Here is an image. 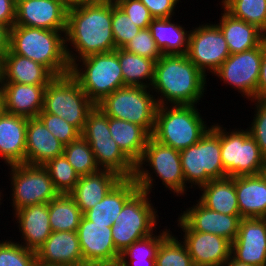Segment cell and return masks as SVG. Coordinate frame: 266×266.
Listing matches in <instances>:
<instances>
[{
	"label": "cell",
	"mask_w": 266,
	"mask_h": 266,
	"mask_svg": "<svg viewBox=\"0 0 266 266\" xmlns=\"http://www.w3.org/2000/svg\"><path fill=\"white\" fill-rule=\"evenodd\" d=\"M70 74L95 105L115 90L125 87L118 49L75 61L70 66Z\"/></svg>",
	"instance_id": "obj_6"
},
{
	"label": "cell",
	"mask_w": 266,
	"mask_h": 266,
	"mask_svg": "<svg viewBox=\"0 0 266 266\" xmlns=\"http://www.w3.org/2000/svg\"><path fill=\"white\" fill-rule=\"evenodd\" d=\"M174 21L172 17L157 18L149 25L152 37L162 55L187 54L190 31Z\"/></svg>",
	"instance_id": "obj_33"
},
{
	"label": "cell",
	"mask_w": 266,
	"mask_h": 266,
	"mask_svg": "<svg viewBox=\"0 0 266 266\" xmlns=\"http://www.w3.org/2000/svg\"><path fill=\"white\" fill-rule=\"evenodd\" d=\"M158 210L147 192L138 190L123 206L112 225V239L121 253L135 241L157 232ZM157 213V214H156ZM155 230V231H154Z\"/></svg>",
	"instance_id": "obj_9"
},
{
	"label": "cell",
	"mask_w": 266,
	"mask_h": 266,
	"mask_svg": "<svg viewBox=\"0 0 266 266\" xmlns=\"http://www.w3.org/2000/svg\"><path fill=\"white\" fill-rule=\"evenodd\" d=\"M221 125V161L226 177L262 173L265 157L248 129L235 128L227 132Z\"/></svg>",
	"instance_id": "obj_11"
},
{
	"label": "cell",
	"mask_w": 266,
	"mask_h": 266,
	"mask_svg": "<svg viewBox=\"0 0 266 266\" xmlns=\"http://www.w3.org/2000/svg\"><path fill=\"white\" fill-rule=\"evenodd\" d=\"M159 231L135 241L120 253L117 266H155V259L162 240L171 232L170 229Z\"/></svg>",
	"instance_id": "obj_35"
},
{
	"label": "cell",
	"mask_w": 266,
	"mask_h": 266,
	"mask_svg": "<svg viewBox=\"0 0 266 266\" xmlns=\"http://www.w3.org/2000/svg\"><path fill=\"white\" fill-rule=\"evenodd\" d=\"M147 163V164H146ZM145 165V166H144ZM149 168H146L148 167ZM150 169V170H148ZM152 172V173H151ZM159 177L166 190L175 196L187 195L188 187L185 184L181 166L180 151L156 141L152 136L148 139L141 160L136 164L134 179L139 190L151 194L155 176Z\"/></svg>",
	"instance_id": "obj_4"
},
{
	"label": "cell",
	"mask_w": 266,
	"mask_h": 266,
	"mask_svg": "<svg viewBox=\"0 0 266 266\" xmlns=\"http://www.w3.org/2000/svg\"><path fill=\"white\" fill-rule=\"evenodd\" d=\"M155 266H194L183 241L170 232L161 242Z\"/></svg>",
	"instance_id": "obj_39"
},
{
	"label": "cell",
	"mask_w": 266,
	"mask_h": 266,
	"mask_svg": "<svg viewBox=\"0 0 266 266\" xmlns=\"http://www.w3.org/2000/svg\"><path fill=\"white\" fill-rule=\"evenodd\" d=\"M38 118L46 128L64 145L76 140L81 133L66 120L54 114L45 113L43 110Z\"/></svg>",
	"instance_id": "obj_44"
},
{
	"label": "cell",
	"mask_w": 266,
	"mask_h": 266,
	"mask_svg": "<svg viewBox=\"0 0 266 266\" xmlns=\"http://www.w3.org/2000/svg\"><path fill=\"white\" fill-rule=\"evenodd\" d=\"M10 28L0 23V59L9 50Z\"/></svg>",
	"instance_id": "obj_51"
},
{
	"label": "cell",
	"mask_w": 266,
	"mask_h": 266,
	"mask_svg": "<svg viewBox=\"0 0 266 266\" xmlns=\"http://www.w3.org/2000/svg\"><path fill=\"white\" fill-rule=\"evenodd\" d=\"M3 111L26 118L38 117L43 110L46 86L1 83Z\"/></svg>",
	"instance_id": "obj_23"
},
{
	"label": "cell",
	"mask_w": 266,
	"mask_h": 266,
	"mask_svg": "<svg viewBox=\"0 0 266 266\" xmlns=\"http://www.w3.org/2000/svg\"><path fill=\"white\" fill-rule=\"evenodd\" d=\"M116 4L139 28H147L154 19L140 0H118Z\"/></svg>",
	"instance_id": "obj_47"
},
{
	"label": "cell",
	"mask_w": 266,
	"mask_h": 266,
	"mask_svg": "<svg viewBox=\"0 0 266 266\" xmlns=\"http://www.w3.org/2000/svg\"><path fill=\"white\" fill-rule=\"evenodd\" d=\"M106 1H110V2L116 3L118 0H106Z\"/></svg>",
	"instance_id": "obj_58"
},
{
	"label": "cell",
	"mask_w": 266,
	"mask_h": 266,
	"mask_svg": "<svg viewBox=\"0 0 266 266\" xmlns=\"http://www.w3.org/2000/svg\"><path fill=\"white\" fill-rule=\"evenodd\" d=\"M25 248L38 251L52 233L47 203L23 207L14 212Z\"/></svg>",
	"instance_id": "obj_21"
},
{
	"label": "cell",
	"mask_w": 266,
	"mask_h": 266,
	"mask_svg": "<svg viewBox=\"0 0 266 266\" xmlns=\"http://www.w3.org/2000/svg\"><path fill=\"white\" fill-rule=\"evenodd\" d=\"M15 8L14 0H0V23L10 29L15 25Z\"/></svg>",
	"instance_id": "obj_49"
},
{
	"label": "cell",
	"mask_w": 266,
	"mask_h": 266,
	"mask_svg": "<svg viewBox=\"0 0 266 266\" xmlns=\"http://www.w3.org/2000/svg\"><path fill=\"white\" fill-rule=\"evenodd\" d=\"M65 49L70 66L88 55L116 50L112 33V2L69 9Z\"/></svg>",
	"instance_id": "obj_1"
},
{
	"label": "cell",
	"mask_w": 266,
	"mask_h": 266,
	"mask_svg": "<svg viewBox=\"0 0 266 266\" xmlns=\"http://www.w3.org/2000/svg\"><path fill=\"white\" fill-rule=\"evenodd\" d=\"M42 166L48 171L59 194H69L79 181V174L64 155L50 159Z\"/></svg>",
	"instance_id": "obj_40"
},
{
	"label": "cell",
	"mask_w": 266,
	"mask_h": 266,
	"mask_svg": "<svg viewBox=\"0 0 266 266\" xmlns=\"http://www.w3.org/2000/svg\"><path fill=\"white\" fill-rule=\"evenodd\" d=\"M65 32L14 25L9 50L45 66L54 76L70 73L65 49Z\"/></svg>",
	"instance_id": "obj_3"
},
{
	"label": "cell",
	"mask_w": 266,
	"mask_h": 266,
	"mask_svg": "<svg viewBox=\"0 0 266 266\" xmlns=\"http://www.w3.org/2000/svg\"><path fill=\"white\" fill-rule=\"evenodd\" d=\"M206 78L186 54L162 55L155 62L150 89L158 106L199 105L206 94Z\"/></svg>",
	"instance_id": "obj_2"
},
{
	"label": "cell",
	"mask_w": 266,
	"mask_h": 266,
	"mask_svg": "<svg viewBox=\"0 0 266 266\" xmlns=\"http://www.w3.org/2000/svg\"><path fill=\"white\" fill-rule=\"evenodd\" d=\"M139 190L134 178H122L94 207L83 215L95 224L112 227L124 204Z\"/></svg>",
	"instance_id": "obj_26"
},
{
	"label": "cell",
	"mask_w": 266,
	"mask_h": 266,
	"mask_svg": "<svg viewBox=\"0 0 266 266\" xmlns=\"http://www.w3.org/2000/svg\"><path fill=\"white\" fill-rule=\"evenodd\" d=\"M121 179L120 175L110 170L83 175L69 195L84 214L100 202Z\"/></svg>",
	"instance_id": "obj_27"
},
{
	"label": "cell",
	"mask_w": 266,
	"mask_h": 266,
	"mask_svg": "<svg viewBox=\"0 0 266 266\" xmlns=\"http://www.w3.org/2000/svg\"><path fill=\"white\" fill-rule=\"evenodd\" d=\"M254 117L247 128L251 137L256 141L262 155L266 158V100L254 99Z\"/></svg>",
	"instance_id": "obj_45"
},
{
	"label": "cell",
	"mask_w": 266,
	"mask_h": 266,
	"mask_svg": "<svg viewBox=\"0 0 266 266\" xmlns=\"http://www.w3.org/2000/svg\"><path fill=\"white\" fill-rule=\"evenodd\" d=\"M34 266H70V265H51V264H44L39 262L38 260L35 261Z\"/></svg>",
	"instance_id": "obj_54"
},
{
	"label": "cell",
	"mask_w": 266,
	"mask_h": 266,
	"mask_svg": "<svg viewBox=\"0 0 266 266\" xmlns=\"http://www.w3.org/2000/svg\"><path fill=\"white\" fill-rule=\"evenodd\" d=\"M54 77L42 64L10 50L0 59V83L47 86Z\"/></svg>",
	"instance_id": "obj_22"
},
{
	"label": "cell",
	"mask_w": 266,
	"mask_h": 266,
	"mask_svg": "<svg viewBox=\"0 0 266 266\" xmlns=\"http://www.w3.org/2000/svg\"><path fill=\"white\" fill-rule=\"evenodd\" d=\"M149 10L154 19L171 18L176 16L175 9L178 8L177 0H140ZM175 14V15H174Z\"/></svg>",
	"instance_id": "obj_48"
},
{
	"label": "cell",
	"mask_w": 266,
	"mask_h": 266,
	"mask_svg": "<svg viewBox=\"0 0 266 266\" xmlns=\"http://www.w3.org/2000/svg\"><path fill=\"white\" fill-rule=\"evenodd\" d=\"M118 58L125 86L151 87L154 78V60L123 48L118 49Z\"/></svg>",
	"instance_id": "obj_34"
},
{
	"label": "cell",
	"mask_w": 266,
	"mask_h": 266,
	"mask_svg": "<svg viewBox=\"0 0 266 266\" xmlns=\"http://www.w3.org/2000/svg\"><path fill=\"white\" fill-rule=\"evenodd\" d=\"M199 190L201 195L198 201L206 208L225 215H240L235 177L211 180Z\"/></svg>",
	"instance_id": "obj_30"
},
{
	"label": "cell",
	"mask_w": 266,
	"mask_h": 266,
	"mask_svg": "<svg viewBox=\"0 0 266 266\" xmlns=\"http://www.w3.org/2000/svg\"><path fill=\"white\" fill-rule=\"evenodd\" d=\"M217 25L223 33L230 54L241 53L259 46L266 34L256 25L233 17L223 7Z\"/></svg>",
	"instance_id": "obj_28"
},
{
	"label": "cell",
	"mask_w": 266,
	"mask_h": 266,
	"mask_svg": "<svg viewBox=\"0 0 266 266\" xmlns=\"http://www.w3.org/2000/svg\"><path fill=\"white\" fill-rule=\"evenodd\" d=\"M141 30L130 17L112 2V33L116 49L124 46Z\"/></svg>",
	"instance_id": "obj_42"
},
{
	"label": "cell",
	"mask_w": 266,
	"mask_h": 266,
	"mask_svg": "<svg viewBox=\"0 0 266 266\" xmlns=\"http://www.w3.org/2000/svg\"><path fill=\"white\" fill-rule=\"evenodd\" d=\"M86 266H117L120 253L112 239V228L95 224L84 215L77 230Z\"/></svg>",
	"instance_id": "obj_15"
},
{
	"label": "cell",
	"mask_w": 266,
	"mask_h": 266,
	"mask_svg": "<svg viewBox=\"0 0 266 266\" xmlns=\"http://www.w3.org/2000/svg\"><path fill=\"white\" fill-rule=\"evenodd\" d=\"M151 91L145 87L125 86L107 95L96 106L108 117L138 124L152 135L158 103Z\"/></svg>",
	"instance_id": "obj_10"
},
{
	"label": "cell",
	"mask_w": 266,
	"mask_h": 266,
	"mask_svg": "<svg viewBox=\"0 0 266 266\" xmlns=\"http://www.w3.org/2000/svg\"><path fill=\"white\" fill-rule=\"evenodd\" d=\"M84 139L89 143L101 170L114 171L122 178H134L136 165L122 152L112 137Z\"/></svg>",
	"instance_id": "obj_31"
},
{
	"label": "cell",
	"mask_w": 266,
	"mask_h": 266,
	"mask_svg": "<svg viewBox=\"0 0 266 266\" xmlns=\"http://www.w3.org/2000/svg\"><path fill=\"white\" fill-rule=\"evenodd\" d=\"M219 124L213 123L196 144L180 150L185 184H190V189L196 190L211 180L226 177L220 155L221 125Z\"/></svg>",
	"instance_id": "obj_7"
},
{
	"label": "cell",
	"mask_w": 266,
	"mask_h": 266,
	"mask_svg": "<svg viewBox=\"0 0 266 266\" xmlns=\"http://www.w3.org/2000/svg\"><path fill=\"white\" fill-rule=\"evenodd\" d=\"M184 233V234H183ZM194 266H223L231 256V242L219 235L199 231H183Z\"/></svg>",
	"instance_id": "obj_19"
},
{
	"label": "cell",
	"mask_w": 266,
	"mask_h": 266,
	"mask_svg": "<svg viewBox=\"0 0 266 266\" xmlns=\"http://www.w3.org/2000/svg\"><path fill=\"white\" fill-rule=\"evenodd\" d=\"M199 111L197 105L158 106L151 136L179 151L196 144L211 127Z\"/></svg>",
	"instance_id": "obj_5"
},
{
	"label": "cell",
	"mask_w": 266,
	"mask_h": 266,
	"mask_svg": "<svg viewBox=\"0 0 266 266\" xmlns=\"http://www.w3.org/2000/svg\"><path fill=\"white\" fill-rule=\"evenodd\" d=\"M188 59L207 77L214 74L230 56L225 37L218 25L200 24L190 30Z\"/></svg>",
	"instance_id": "obj_13"
},
{
	"label": "cell",
	"mask_w": 266,
	"mask_h": 266,
	"mask_svg": "<svg viewBox=\"0 0 266 266\" xmlns=\"http://www.w3.org/2000/svg\"><path fill=\"white\" fill-rule=\"evenodd\" d=\"M223 266H254V265L239 262L235 260L232 256H230L229 260Z\"/></svg>",
	"instance_id": "obj_53"
},
{
	"label": "cell",
	"mask_w": 266,
	"mask_h": 266,
	"mask_svg": "<svg viewBox=\"0 0 266 266\" xmlns=\"http://www.w3.org/2000/svg\"><path fill=\"white\" fill-rule=\"evenodd\" d=\"M95 106L70 73L55 76L46 86L43 111L63 118L80 133Z\"/></svg>",
	"instance_id": "obj_8"
},
{
	"label": "cell",
	"mask_w": 266,
	"mask_h": 266,
	"mask_svg": "<svg viewBox=\"0 0 266 266\" xmlns=\"http://www.w3.org/2000/svg\"><path fill=\"white\" fill-rule=\"evenodd\" d=\"M2 191H4V190H0V205H2V200L4 199L3 197H4V195H3V193H2ZM3 196V197H2Z\"/></svg>",
	"instance_id": "obj_57"
},
{
	"label": "cell",
	"mask_w": 266,
	"mask_h": 266,
	"mask_svg": "<svg viewBox=\"0 0 266 266\" xmlns=\"http://www.w3.org/2000/svg\"><path fill=\"white\" fill-rule=\"evenodd\" d=\"M0 240V266H34L36 252L25 248L21 242Z\"/></svg>",
	"instance_id": "obj_41"
},
{
	"label": "cell",
	"mask_w": 266,
	"mask_h": 266,
	"mask_svg": "<svg viewBox=\"0 0 266 266\" xmlns=\"http://www.w3.org/2000/svg\"><path fill=\"white\" fill-rule=\"evenodd\" d=\"M103 1H106V0H63L64 5L68 10L75 8V7H79V6L100 3Z\"/></svg>",
	"instance_id": "obj_52"
},
{
	"label": "cell",
	"mask_w": 266,
	"mask_h": 266,
	"mask_svg": "<svg viewBox=\"0 0 266 266\" xmlns=\"http://www.w3.org/2000/svg\"><path fill=\"white\" fill-rule=\"evenodd\" d=\"M3 111V93H2V87L0 83V114Z\"/></svg>",
	"instance_id": "obj_55"
},
{
	"label": "cell",
	"mask_w": 266,
	"mask_h": 266,
	"mask_svg": "<svg viewBox=\"0 0 266 266\" xmlns=\"http://www.w3.org/2000/svg\"><path fill=\"white\" fill-rule=\"evenodd\" d=\"M36 259L44 264L86 266L77 232H52L36 251Z\"/></svg>",
	"instance_id": "obj_20"
},
{
	"label": "cell",
	"mask_w": 266,
	"mask_h": 266,
	"mask_svg": "<svg viewBox=\"0 0 266 266\" xmlns=\"http://www.w3.org/2000/svg\"><path fill=\"white\" fill-rule=\"evenodd\" d=\"M220 3L233 17L256 25L266 34V0H222Z\"/></svg>",
	"instance_id": "obj_37"
},
{
	"label": "cell",
	"mask_w": 266,
	"mask_h": 266,
	"mask_svg": "<svg viewBox=\"0 0 266 266\" xmlns=\"http://www.w3.org/2000/svg\"><path fill=\"white\" fill-rule=\"evenodd\" d=\"M81 136L83 138L111 137L109 117L98 106L88 114Z\"/></svg>",
	"instance_id": "obj_46"
},
{
	"label": "cell",
	"mask_w": 266,
	"mask_h": 266,
	"mask_svg": "<svg viewBox=\"0 0 266 266\" xmlns=\"http://www.w3.org/2000/svg\"><path fill=\"white\" fill-rule=\"evenodd\" d=\"M52 232H77L83 213L69 194H59L48 203Z\"/></svg>",
	"instance_id": "obj_36"
},
{
	"label": "cell",
	"mask_w": 266,
	"mask_h": 266,
	"mask_svg": "<svg viewBox=\"0 0 266 266\" xmlns=\"http://www.w3.org/2000/svg\"><path fill=\"white\" fill-rule=\"evenodd\" d=\"M63 155L79 176L94 174L101 170L89 143L81 135L64 146Z\"/></svg>",
	"instance_id": "obj_38"
},
{
	"label": "cell",
	"mask_w": 266,
	"mask_h": 266,
	"mask_svg": "<svg viewBox=\"0 0 266 266\" xmlns=\"http://www.w3.org/2000/svg\"><path fill=\"white\" fill-rule=\"evenodd\" d=\"M262 59V43L250 50L230 54L213 74L239 92L246 100L257 99V85Z\"/></svg>",
	"instance_id": "obj_14"
},
{
	"label": "cell",
	"mask_w": 266,
	"mask_h": 266,
	"mask_svg": "<svg viewBox=\"0 0 266 266\" xmlns=\"http://www.w3.org/2000/svg\"><path fill=\"white\" fill-rule=\"evenodd\" d=\"M126 51L158 61L162 57L149 27L141 29L125 46Z\"/></svg>",
	"instance_id": "obj_43"
},
{
	"label": "cell",
	"mask_w": 266,
	"mask_h": 266,
	"mask_svg": "<svg viewBox=\"0 0 266 266\" xmlns=\"http://www.w3.org/2000/svg\"><path fill=\"white\" fill-rule=\"evenodd\" d=\"M64 146L38 117L28 118L25 164L44 165L48 160L63 155Z\"/></svg>",
	"instance_id": "obj_25"
},
{
	"label": "cell",
	"mask_w": 266,
	"mask_h": 266,
	"mask_svg": "<svg viewBox=\"0 0 266 266\" xmlns=\"http://www.w3.org/2000/svg\"><path fill=\"white\" fill-rule=\"evenodd\" d=\"M27 122L26 117L0 114V158L7 166L25 163Z\"/></svg>",
	"instance_id": "obj_24"
},
{
	"label": "cell",
	"mask_w": 266,
	"mask_h": 266,
	"mask_svg": "<svg viewBox=\"0 0 266 266\" xmlns=\"http://www.w3.org/2000/svg\"><path fill=\"white\" fill-rule=\"evenodd\" d=\"M196 202L178 216L177 226L182 229L181 231L212 233L232 243L237 237L241 216L215 212L203 206L198 200Z\"/></svg>",
	"instance_id": "obj_16"
},
{
	"label": "cell",
	"mask_w": 266,
	"mask_h": 266,
	"mask_svg": "<svg viewBox=\"0 0 266 266\" xmlns=\"http://www.w3.org/2000/svg\"><path fill=\"white\" fill-rule=\"evenodd\" d=\"M231 256L242 263L266 266V222L263 218H242Z\"/></svg>",
	"instance_id": "obj_18"
},
{
	"label": "cell",
	"mask_w": 266,
	"mask_h": 266,
	"mask_svg": "<svg viewBox=\"0 0 266 266\" xmlns=\"http://www.w3.org/2000/svg\"><path fill=\"white\" fill-rule=\"evenodd\" d=\"M68 9L63 0H20L15 8V25L66 31Z\"/></svg>",
	"instance_id": "obj_17"
},
{
	"label": "cell",
	"mask_w": 266,
	"mask_h": 266,
	"mask_svg": "<svg viewBox=\"0 0 266 266\" xmlns=\"http://www.w3.org/2000/svg\"><path fill=\"white\" fill-rule=\"evenodd\" d=\"M265 179H266V159H265V162H264V165H263V170H262V173H261Z\"/></svg>",
	"instance_id": "obj_56"
},
{
	"label": "cell",
	"mask_w": 266,
	"mask_h": 266,
	"mask_svg": "<svg viewBox=\"0 0 266 266\" xmlns=\"http://www.w3.org/2000/svg\"><path fill=\"white\" fill-rule=\"evenodd\" d=\"M235 190L241 218L266 215V179L262 174L235 177Z\"/></svg>",
	"instance_id": "obj_29"
},
{
	"label": "cell",
	"mask_w": 266,
	"mask_h": 266,
	"mask_svg": "<svg viewBox=\"0 0 266 266\" xmlns=\"http://www.w3.org/2000/svg\"><path fill=\"white\" fill-rule=\"evenodd\" d=\"M257 99L266 100V37L262 42V59L257 85Z\"/></svg>",
	"instance_id": "obj_50"
},
{
	"label": "cell",
	"mask_w": 266,
	"mask_h": 266,
	"mask_svg": "<svg viewBox=\"0 0 266 266\" xmlns=\"http://www.w3.org/2000/svg\"><path fill=\"white\" fill-rule=\"evenodd\" d=\"M109 130L122 152L136 165L151 135L138 124L112 117H109Z\"/></svg>",
	"instance_id": "obj_32"
},
{
	"label": "cell",
	"mask_w": 266,
	"mask_h": 266,
	"mask_svg": "<svg viewBox=\"0 0 266 266\" xmlns=\"http://www.w3.org/2000/svg\"><path fill=\"white\" fill-rule=\"evenodd\" d=\"M10 167V168H9ZM13 213L23 207L49 203L59 195L48 171L42 165L18 164L8 166Z\"/></svg>",
	"instance_id": "obj_12"
}]
</instances>
